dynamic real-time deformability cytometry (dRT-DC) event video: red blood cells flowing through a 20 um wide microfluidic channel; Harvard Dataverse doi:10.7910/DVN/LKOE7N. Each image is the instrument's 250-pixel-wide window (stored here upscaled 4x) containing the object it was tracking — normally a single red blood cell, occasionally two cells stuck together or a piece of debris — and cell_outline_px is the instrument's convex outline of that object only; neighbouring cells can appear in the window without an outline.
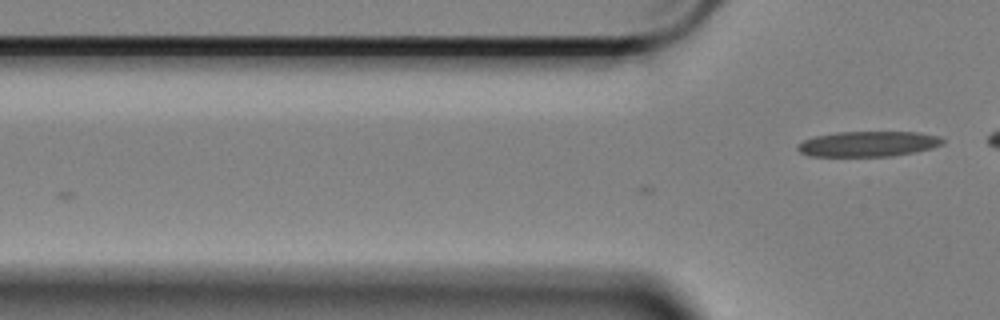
{"species": "Egyptian fruit bat (a non-hibernating species)", "species_latin": "Rousettus aegyptiacus", "temperature_condition": "cold", "stored_images_in_passage": 14, "camera_frame_rate_fps": 3000, "um_per_image_px": 0.085, "animal": {"sex": "female"}, "frame": {"image": 1, "passage_image": 14, "time_ms": 4.333, "image_size_px": [1000, 320], "cell_outline_px": [[944, 144], [932, 148], [892, 156], [808, 156], [800, 152], [796, 148], [796, 144], [804, 140], [816, 136], [836, 132], [920, 132], [940, 136], [944, 140]], "centroid_in_image_um": [73.79, 12.23], "position_along_channel_um": 52.0, "area_um2": 21.5}}